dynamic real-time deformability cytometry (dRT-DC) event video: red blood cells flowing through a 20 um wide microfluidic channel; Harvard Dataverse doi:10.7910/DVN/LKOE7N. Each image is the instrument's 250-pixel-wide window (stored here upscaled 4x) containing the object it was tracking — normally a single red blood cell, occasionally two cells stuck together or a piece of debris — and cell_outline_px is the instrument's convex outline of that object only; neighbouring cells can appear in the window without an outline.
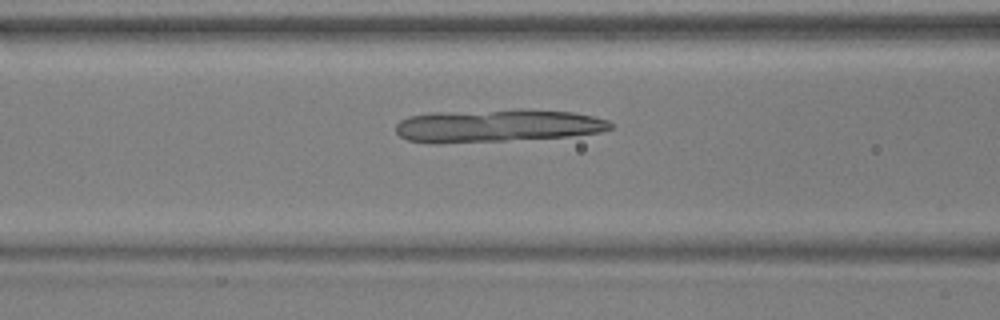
{"species": "common noctule bat (a hibernating species)", "species_latin": "Nyctalus noctula", "temperature_condition": "warm", "stored_images_in_passage": 35, "camera_frame_rate_fps": 3000, "um_per_image_px": 0.085, "animal": {"sex": "male", "body_mass_g": 17.9, "forearm_length_mm": 54.2}, "frame": {"image": 1, "passage_image": 5, "time_ms": 1.333, "image_size_px": [1000, 320], "cell_outline_px": [[612, 128], [600, 132], [568, 136], [504, 140], [408, 140], [400, 136], [396, 132], [396, 124], [400, 120], [408, 116], [432, 112], [516, 108], [524, 108], [572, 112], [592, 116], [608, 120], [612, 124]], "centroid_in_image_um": [42.36, 10.61], "position_along_channel_um": 124.2, "area_um2": 40.11}}
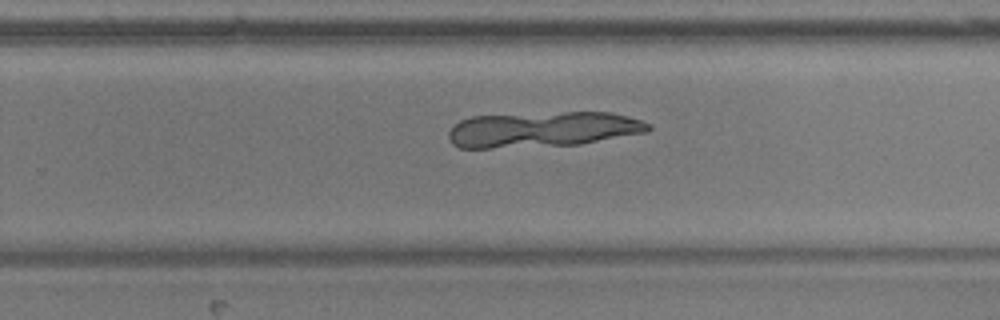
{"frame": {"image": 2, "passage_image": 18, "time_ms": 5.667, "image_size_px": [1000, 320], "cell_outline_px": [[652, 128], [648, 132], [580, 144], [492, 148], [460, 148], [452, 144], [448, 140], [448, 132], [460, 120], [472, 116], [564, 112], [612, 112], [628, 116], [652, 124]], "centroid_in_image_um": [46.15, 11.0], "position_along_channel_um": 283.7, "area_um2": 41.38}}
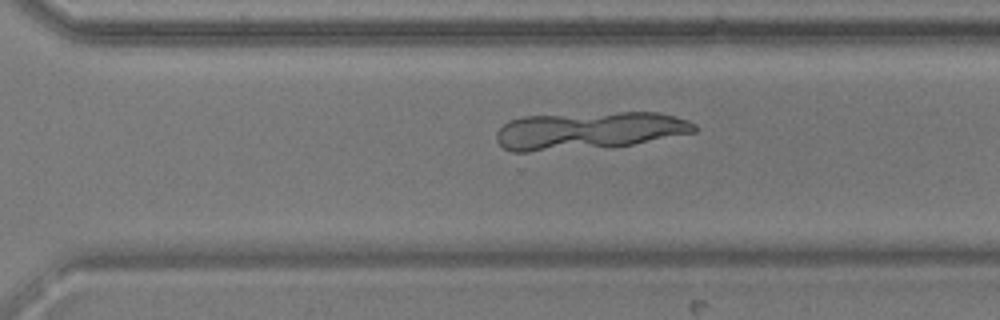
{"frame": {"image": 3, "passage_image": 21, "time_ms": 6.667, "image_size_px": [1000, 320], "cell_outline_px": [[696, 132], [632, 144], [608, 148], [528, 152], [512, 152], [504, 148], [496, 140], [496, 132], [508, 120], [524, 116], [620, 112], [660, 112], [688, 120], [696, 124]], "centroid_in_image_um": [50.04, 11.11], "position_along_channel_um": 320.6, "area_um2": 43.87}}